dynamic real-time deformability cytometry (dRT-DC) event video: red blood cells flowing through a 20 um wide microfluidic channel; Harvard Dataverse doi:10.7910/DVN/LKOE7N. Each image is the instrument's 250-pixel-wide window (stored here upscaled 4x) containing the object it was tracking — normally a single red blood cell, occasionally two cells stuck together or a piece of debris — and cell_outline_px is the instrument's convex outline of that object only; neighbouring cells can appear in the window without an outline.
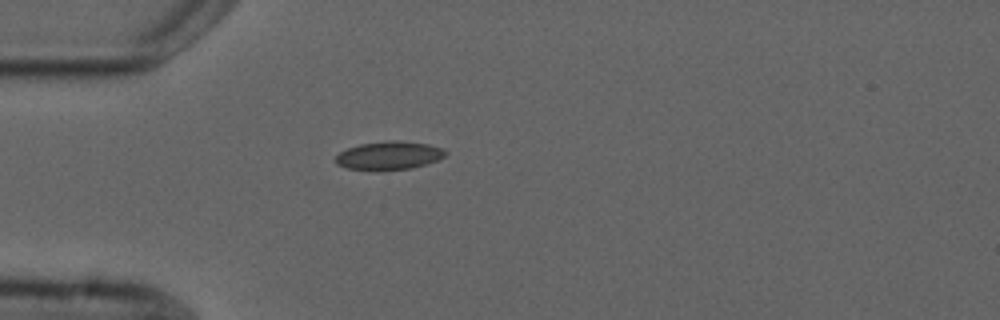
{"species": "common noctule bat (a hibernating species)", "species_latin": "Nyctalus noctula", "temperature_condition": "cold", "stored_images_in_passage": 2, "camera_frame_rate_fps": 3000, "um_per_image_px": 0.085, "animal": {"sex": "male", "forearm_length_mm": 52.5}, "frame": {"image": 1, "passage_image": 1, "time_ms": 0.0, "image_size_px": [1000, 320], "cell_outline_px": [[448, 152], [444, 156], [436, 160], [412, 168], [348, 168], [336, 164], [336, 156], [340, 152], [348, 148], [360, 144], [388, 140], [400, 140], [428, 144], [444, 148]], "centroid_in_image_um": [33.11, 13.17], "position_along_channel_um": 51.9, "area_um2": 17.51}}